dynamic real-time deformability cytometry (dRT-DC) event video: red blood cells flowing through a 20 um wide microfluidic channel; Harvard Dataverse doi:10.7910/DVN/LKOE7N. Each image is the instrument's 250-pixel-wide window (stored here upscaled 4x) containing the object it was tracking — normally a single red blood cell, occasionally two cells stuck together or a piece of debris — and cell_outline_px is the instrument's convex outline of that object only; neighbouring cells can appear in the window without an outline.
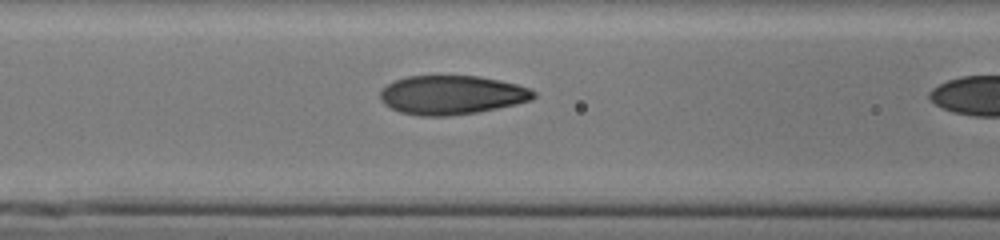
{"species": "human", "species_latin": "Homo sapiens", "temperature_condition": "cold", "stored_images_in_passage": 21, "camera_frame_rate_fps": 3000, "um_per_image_px": 0.085, "donor": {"sex": "male"}, "frame": {"image": 1, "passage_image": 20, "time_ms": 6.333, "image_size_px": [1000, 240], "cell_outline_px": [[536, 96], [532, 100], [516, 104], [476, 112], [448, 116], [420, 116], [400, 112], [384, 104], [380, 100], [380, 92], [388, 84], [396, 80], [408, 76], [476, 76], [500, 80], [516, 84], [528, 88], [536, 92]], "centroid_in_image_um": [38.4, 8.07], "position_along_channel_um": 128.2, "area_um2": 34.68}}